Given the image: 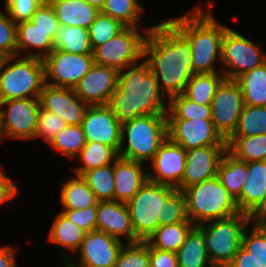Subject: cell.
Masks as SVG:
<instances>
[{
    "mask_svg": "<svg viewBox=\"0 0 266 267\" xmlns=\"http://www.w3.org/2000/svg\"><path fill=\"white\" fill-rule=\"evenodd\" d=\"M60 194L63 209H84L97 206L99 201L80 175L67 180L63 184Z\"/></svg>",
    "mask_w": 266,
    "mask_h": 267,
    "instance_id": "cell-31",
    "label": "cell"
},
{
    "mask_svg": "<svg viewBox=\"0 0 266 267\" xmlns=\"http://www.w3.org/2000/svg\"><path fill=\"white\" fill-rule=\"evenodd\" d=\"M168 139L185 151L209 145H227L212 120L166 119Z\"/></svg>",
    "mask_w": 266,
    "mask_h": 267,
    "instance_id": "cell-15",
    "label": "cell"
},
{
    "mask_svg": "<svg viewBox=\"0 0 266 267\" xmlns=\"http://www.w3.org/2000/svg\"><path fill=\"white\" fill-rule=\"evenodd\" d=\"M119 72L94 64L73 88L78 98L89 105H106L116 90Z\"/></svg>",
    "mask_w": 266,
    "mask_h": 267,
    "instance_id": "cell-19",
    "label": "cell"
},
{
    "mask_svg": "<svg viewBox=\"0 0 266 267\" xmlns=\"http://www.w3.org/2000/svg\"><path fill=\"white\" fill-rule=\"evenodd\" d=\"M57 31H43L39 29L32 21H22L16 24L17 36V56L22 51H29L28 48H37V53H29L25 57H36L43 59L53 49V39Z\"/></svg>",
    "mask_w": 266,
    "mask_h": 267,
    "instance_id": "cell-24",
    "label": "cell"
},
{
    "mask_svg": "<svg viewBox=\"0 0 266 267\" xmlns=\"http://www.w3.org/2000/svg\"><path fill=\"white\" fill-rule=\"evenodd\" d=\"M137 28L125 27L116 36L95 47L92 52L94 64L120 72L142 61L146 34L152 27L144 30L145 36L141 35Z\"/></svg>",
    "mask_w": 266,
    "mask_h": 267,
    "instance_id": "cell-9",
    "label": "cell"
},
{
    "mask_svg": "<svg viewBox=\"0 0 266 267\" xmlns=\"http://www.w3.org/2000/svg\"><path fill=\"white\" fill-rule=\"evenodd\" d=\"M259 49L253 41L228 27L221 42L220 63L226 67L222 72L224 77L236 80L240 75L264 63L266 54Z\"/></svg>",
    "mask_w": 266,
    "mask_h": 267,
    "instance_id": "cell-10",
    "label": "cell"
},
{
    "mask_svg": "<svg viewBox=\"0 0 266 267\" xmlns=\"http://www.w3.org/2000/svg\"><path fill=\"white\" fill-rule=\"evenodd\" d=\"M1 107H7L2 110ZM0 135L9 139H35L39 98H20L0 101Z\"/></svg>",
    "mask_w": 266,
    "mask_h": 267,
    "instance_id": "cell-11",
    "label": "cell"
},
{
    "mask_svg": "<svg viewBox=\"0 0 266 267\" xmlns=\"http://www.w3.org/2000/svg\"><path fill=\"white\" fill-rule=\"evenodd\" d=\"M83 1H85L89 5L96 7L99 11L102 9L105 3V0H83Z\"/></svg>",
    "mask_w": 266,
    "mask_h": 267,
    "instance_id": "cell-54",
    "label": "cell"
},
{
    "mask_svg": "<svg viewBox=\"0 0 266 267\" xmlns=\"http://www.w3.org/2000/svg\"><path fill=\"white\" fill-rule=\"evenodd\" d=\"M167 102L169 108L166 119L212 120L211 106L196 104L183 94L174 96Z\"/></svg>",
    "mask_w": 266,
    "mask_h": 267,
    "instance_id": "cell-37",
    "label": "cell"
},
{
    "mask_svg": "<svg viewBox=\"0 0 266 267\" xmlns=\"http://www.w3.org/2000/svg\"><path fill=\"white\" fill-rule=\"evenodd\" d=\"M248 174L235 199L240 212L249 214L266 193V160L247 162Z\"/></svg>",
    "mask_w": 266,
    "mask_h": 267,
    "instance_id": "cell-23",
    "label": "cell"
},
{
    "mask_svg": "<svg viewBox=\"0 0 266 267\" xmlns=\"http://www.w3.org/2000/svg\"><path fill=\"white\" fill-rule=\"evenodd\" d=\"M224 78L223 73L194 74L183 95L196 104L211 106L216 89Z\"/></svg>",
    "mask_w": 266,
    "mask_h": 267,
    "instance_id": "cell-33",
    "label": "cell"
},
{
    "mask_svg": "<svg viewBox=\"0 0 266 267\" xmlns=\"http://www.w3.org/2000/svg\"><path fill=\"white\" fill-rule=\"evenodd\" d=\"M169 21L187 38L192 52L194 74L218 73L214 67L221 60V42L228 28L220 24L210 10L204 13L197 6L183 16Z\"/></svg>",
    "mask_w": 266,
    "mask_h": 267,
    "instance_id": "cell-4",
    "label": "cell"
},
{
    "mask_svg": "<svg viewBox=\"0 0 266 267\" xmlns=\"http://www.w3.org/2000/svg\"><path fill=\"white\" fill-rule=\"evenodd\" d=\"M179 267H214L210 261L203 232L194 226L176 252Z\"/></svg>",
    "mask_w": 266,
    "mask_h": 267,
    "instance_id": "cell-26",
    "label": "cell"
},
{
    "mask_svg": "<svg viewBox=\"0 0 266 267\" xmlns=\"http://www.w3.org/2000/svg\"><path fill=\"white\" fill-rule=\"evenodd\" d=\"M42 60L45 84L53 87L74 88L94 65L93 54H72L57 49Z\"/></svg>",
    "mask_w": 266,
    "mask_h": 267,
    "instance_id": "cell-12",
    "label": "cell"
},
{
    "mask_svg": "<svg viewBox=\"0 0 266 267\" xmlns=\"http://www.w3.org/2000/svg\"><path fill=\"white\" fill-rule=\"evenodd\" d=\"M121 136L120 157L140 163L151 162L168 138L166 114L147 115L128 121L122 124ZM125 141L127 146L123 149Z\"/></svg>",
    "mask_w": 266,
    "mask_h": 267,
    "instance_id": "cell-6",
    "label": "cell"
},
{
    "mask_svg": "<svg viewBox=\"0 0 266 267\" xmlns=\"http://www.w3.org/2000/svg\"><path fill=\"white\" fill-rule=\"evenodd\" d=\"M244 100L236 80L224 78L212 99V122L216 131L227 141L235 132Z\"/></svg>",
    "mask_w": 266,
    "mask_h": 267,
    "instance_id": "cell-13",
    "label": "cell"
},
{
    "mask_svg": "<svg viewBox=\"0 0 266 267\" xmlns=\"http://www.w3.org/2000/svg\"><path fill=\"white\" fill-rule=\"evenodd\" d=\"M153 172H148V180L157 184L172 186L181 190L186 165V151L168 138L159 147L151 161Z\"/></svg>",
    "mask_w": 266,
    "mask_h": 267,
    "instance_id": "cell-17",
    "label": "cell"
},
{
    "mask_svg": "<svg viewBox=\"0 0 266 267\" xmlns=\"http://www.w3.org/2000/svg\"><path fill=\"white\" fill-rule=\"evenodd\" d=\"M249 224L266 228V193L256 207L248 214ZM255 220V221H254Z\"/></svg>",
    "mask_w": 266,
    "mask_h": 267,
    "instance_id": "cell-51",
    "label": "cell"
},
{
    "mask_svg": "<svg viewBox=\"0 0 266 267\" xmlns=\"http://www.w3.org/2000/svg\"><path fill=\"white\" fill-rule=\"evenodd\" d=\"M186 217L195 225L240 213L235 198L217 176L183 190Z\"/></svg>",
    "mask_w": 266,
    "mask_h": 267,
    "instance_id": "cell-5",
    "label": "cell"
},
{
    "mask_svg": "<svg viewBox=\"0 0 266 267\" xmlns=\"http://www.w3.org/2000/svg\"><path fill=\"white\" fill-rule=\"evenodd\" d=\"M81 177L99 201L114 200V163L85 171Z\"/></svg>",
    "mask_w": 266,
    "mask_h": 267,
    "instance_id": "cell-36",
    "label": "cell"
},
{
    "mask_svg": "<svg viewBox=\"0 0 266 267\" xmlns=\"http://www.w3.org/2000/svg\"><path fill=\"white\" fill-rule=\"evenodd\" d=\"M227 145H209L186 151V165L181 191L217 176V169Z\"/></svg>",
    "mask_w": 266,
    "mask_h": 267,
    "instance_id": "cell-20",
    "label": "cell"
},
{
    "mask_svg": "<svg viewBox=\"0 0 266 267\" xmlns=\"http://www.w3.org/2000/svg\"><path fill=\"white\" fill-rule=\"evenodd\" d=\"M227 267H261L258 262L251 256V253L247 252L242 246H240L237 254Z\"/></svg>",
    "mask_w": 266,
    "mask_h": 267,
    "instance_id": "cell-52",
    "label": "cell"
},
{
    "mask_svg": "<svg viewBox=\"0 0 266 267\" xmlns=\"http://www.w3.org/2000/svg\"><path fill=\"white\" fill-rule=\"evenodd\" d=\"M30 21L43 31H57L60 26L54 9L48 0L37 7Z\"/></svg>",
    "mask_w": 266,
    "mask_h": 267,
    "instance_id": "cell-48",
    "label": "cell"
},
{
    "mask_svg": "<svg viewBox=\"0 0 266 267\" xmlns=\"http://www.w3.org/2000/svg\"><path fill=\"white\" fill-rule=\"evenodd\" d=\"M248 227L243 232L241 246L261 267H266V228L253 225L249 230Z\"/></svg>",
    "mask_w": 266,
    "mask_h": 267,
    "instance_id": "cell-43",
    "label": "cell"
},
{
    "mask_svg": "<svg viewBox=\"0 0 266 267\" xmlns=\"http://www.w3.org/2000/svg\"><path fill=\"white\" fill-rule=\"evenodd\" d=\"M194 226L189 219L180 223L159 226L145 241L152 248L176 253Z\"/></svg>",
    "mask_w": 266,
    "mask_h": 267,
    "instance_id": "cell-27",
    "label": "cell"
},
{
    "mask_svg": "<svg viewBox=\"0 0 266 267\" xmlns=\"http://www.w3.org/2000/svg\"><path fill=\"white\" fill-rule=\"evenodd\" d=\"M143 11L138 0H105L100 10L101 13L120 21L126 27H137L139 16Z\"/></svg>",
    "mask_w": 266,
    "mask_h": 267,
    "instance_id": "cell-40",
    "label": "cell"
},
{
    "mask_svg": "<svg viewBox=\"0 0 266 267\" xmlns=\"http://www.w3.org/2000/svg\"><path fill=\"white\" fill-rule=\"evenodd\" d=\"M15 250L8 245L0 247V267H17Z\"/></svg>",
    "mask_w": 266,
    "mask_h": 267,
    "instance_id": "cell-53",
    "label": "cell"
},
{
    "mask_svg": "<svg viewBox=\"0 0 266 267\" xmlns=\"http://www.w3.org/2000/svg\"><path fill=\"white\" fill-rule=\"evenodd\" d=\"M60 25L89 28L100 12L83 0H48Z\"/></svg>",
    "mask_w": 266,
    "mask_h": 267,
    "instance_id": "cell-25",
    "label": "cell"
},
{
    "mask_svg": "<svg viewBox=\"0 0 266 267\" xmlns=\"http://www.w3.org/2000/svg\"><path fill=\"white\" fill-rule=\"evenodd\" d=\"M5 58H6V56L0 52V70H1V67H2V64L5 60Z\"/></svg>",
    "mask_w": 266,
    "mask_h": 267,
    "instance_id": "cell-55",
    "label": "cell"
},
{
    "mask_svg": "<svg viewBox=\"0 0 266 267\" xmlns=\"http://www.w3.org/2000/svg\"><path fill=\"white\" fill-rule=\"evenodd\" d=\"M165 98L143 60L119 72L116 90L110 95L106 106L124 124L137 117L166 114L169 106L165 105Z\"/></svg>",
    "mask_w": 266,
    "mask_h": 267,
    "instance_id": "cell-2",
    "label": "cell"
},
{
    "mask_svg": "<svg viewBox=\"0 0 266 267\" xmlns=\"http://www.w3.org/2000/svg\"><path fill=\"white\" fill-rule=\"evenodd\" d=\"M247 225L248 214L242 212L197 225L203 232L207 252L214 267H227L231 263L241 246Z\"/></svg>",
    "mask_w": 266,
    "mask_h": 267,
    "instance_id": "cell-8",
    "label": "cell"
},
{
    "mask_svg": "<svg viewBox=\"0 0 266 267\" xmlns=\"http://www.w3.org/2000/svg\"><path fill=\"white\" fill-rule=\"evenodd\" d=\"M85 233L83 229L60 212L52 223L48 240L74 252L79 249Z\"/></svg>",
    "mask_w": 266,
    "mask_h": 267,
    "instance_id": "cell-35",
    "label": "cell"
},
{
    "mask_svg": "<svg viewBox=\"0 0 266 267\" xmlns=\"http://www.w3.org/2000/svg\"><path fill=\"white\" fill-rule=\"evenodd\" d=\"M125 27L120 21L99 12L88 28L92 49L110 40Z\"/></svg>",
    "mask_w": 266,
    "mask_h": 267,
    "instance_id": "cell-41",
    "label": "cell"
},
{
    "mask_svg": "<svg viewBox=\"0 0 266 267\" xmlns=\"http://www.w3.org/2000/svg\"><path fill=\"white\" fill-rule=\"evenodd\" d=\"M40 108L59 116L67 125H80L89 104L80 100L73 88L45 84L39 95Z\"/></svg>",
    "mask_w": 266,
    "mask_h": 267,
    "instance_id": "cell-18",
    "label": "cell"
},
{
    "mask_svg": "<svg viewBox=\"0 0 266 267\" xmlns=\"http://www.w3.org/2000/svg\"><path fill=\"white\" fill-rule=\"evenodd\" d=\"M143 163L118 157L114 162V200L127 203L148 180Z\"/></svg>",
    "mask_w": 266,
    "mask_h": 267,
    "instance_id": "cell-22",
    "label": "cell"
},
{
    "mask_svg": "<svg viewBox=\"0 0 266 267\" xmlns=\"http://www.w3.org/2000/svg\"><path fill=\"white\" fill-rule=\"evenodd\" d=\"M66 126L67 124L59 116L40 108L37 118L35 139L38 137L43 138L47 143H50Z\"/></svg>",
    "mask_w": 266,
    "mask_h": 267,
    "instance_id": "cell-44",
    "label": "cell"
},
{
    "mask_svg": "<svg viewBox=\"0 0 266 267\" xmlns=\"http://www.w3.org/2000/svg\"><path fill=\"white\" fill-rule=\"evenodd\" d=\"M54 49L72 54H92L89 32L80 26L60 25L53 39Z\"/></svg>",
    "mask_w": 266,
    "mask_h": 267,
    "instance_id": "cell-29",
    "label": "cell"
},
{
    "mask_svg": "<svg viewBox=\"0 0 266 267\" xmlns=\"http://www.w3.org/2000/svg\"><path fill=\"white\" fill-rule=\"evenodd\" d=\"M150 267H179L175 252L163 251L149 245Z\"/></svg>",
    "mask_w": 266,
    "mask_h": 267,
    "instance_id": "cell-49",
    "label": "cell"
},
{
    "mask_svg": "<svg viewBox=\"0 0 266 267\" xmlns=\"http://www.w3.org/2000/svg\"><path fill=\"white\" fill-rule=\"evenodd\" d=\"M12 60L15 62L11 64ZM44 85V64L41 58H5L0 70V101L39 98Z\"/></svg>",
    "mask_w": 266,
    "mask_h": 267,
    "instance_id": "cell-7",
    "label": "cell"
},
{
    "mask_svg": "<svg viewBox=\"0 0 266 267\" xmlns=\"http://www.w3.org/2000/svg\"><path fill=\"white\" fill-rule=\"evenodd\" d=\"M115 267H150L149 244L146 241L125 243L120 249Z\"/></svg>",
    "mask_w": 266,
    "mask_h": 267,
    "instance_id": "cell-42",
    "label": "cell"
},
{
    "mask_svg": "<svg viewBox=\"0 0 266 267\" xmlns=\"http://www.w3.org/2000/svg\"><path fill=\"white\" fill-rule=\"evenodd\" d=\"M143 59L169 100L183 94L194 75L189 41L168 19L147 32Z\"/></svg>",
    "mask_w": 266,
    "mask_h": 267,
    "instance_id": "cell-1",
    "label": "cell"
},
{
    "mask_svg": "<svg viewBox=\"0 0 266 267\" xmlns=\"http://www.w3.org/2000/svg\"><path fill=\"white\" fill-rule=\"evenodd\" d=\"M226 142L227 151L240 161L253 162L266 160V134L230 137Z\"/></svg>",
    "mask_w": 266,
    "mask_h": 267,
    "instance_id": "cell-32",
    "label": "cell"
},
{
    "mask_svg": "<svg viewBox=\"0 0 266 267\" xmlns=\"http://www.w3.org/2000/svg\"><path fill=\"white\" fill-rule=\"evenodd\" d=\"M248 174L247 162L240 161L226 151L218 165L217 177L229 193L236 199Z\"/></svg>",
    "mask_w": 266,
    "mask_h": 267,
    "instance_id": "cell-30",
    "label": "cell"
},
{
    "mask_svg": "<svg viewBox=\"0 0 266 267\" xmlns=\"http://www.w3.org/2000/svg\"><path fill=\"white\" fill-rule=\"evenodd\" d=\"M2 167V165H0ZM17 185H15L11 178L3 173L0 169V206L4 202L16 197L18 192Z\"/></svg>",
    "mask_w": 266,
    "mask_h": 267,
    "instance_id": "cell-50",
    "label": "cell"
},
{
    "mask_svg": "<svg viewBox=\"0 0 266 267\" xmlns=\"http://www.w3.org/2000/svg\"><path fill=\"white\" fill-rule=\"evenodd\" d=\"M266 134V106L244 105L238 126L231 137H245Z\"/></svg>",
    "mask_w": 266,
    "mask_h": 267,
    "instance_id": "cell-38",
    "label": "cell"
},
{
    "mask_svg": "<svg viewBox=\"0 0 266 267\" xmlns=\"http://www.w3.org/2000/svg\"><path fill=\"white\" fill-rule=\"evenodd\" d=\"M96 230L119 240L124 235L127 243H134V230L127 204L115 200L98 201Z\"/></svg>",
    "mask_w": 266,
    "mask_h": 267,
    "instance_id": "cell-21",
    "label": "cell"
},
{
    "mask_svg": "<svg viewBox=\"0 0 266 267\" xmlns=\"http://www.w3.org/2000/svg\"><path fill=\"white\" fill-rule=\"evenodd\" d=\"M45 0H5V9L10 18L17 24L28 21L37 7Z\"/></svg>",
    "mask_w": 266,
    "mask_h": 267,
    "instance_id": "cell-46",
    "label": "cell"
},
{
    "mask_svg": "<svg viewBox=\"0 0 266 267\" xmlns=\"http://www.w3.org/2000/svg\"><path fill=\"white\" fill-rule=\"evenodd\" d=\"M118 157V152L107 144L86 142L78 155L83 165L74 168L75 175L81 176L85 171L114 163Z\"/></svg>",
    "mask_w": 266,
    "mask_h": 267,
    "instance_id": "cell-34",
    "label": "cell"
},
{
    "mask_svg": "<svg viewBox=\"0 0 266 267\" xmlns=\"http://www.w3.org/2000/svg\"><path fill=\"white\" fill-rule=\"evenodd\" d=\"M81 125H67L49 143L69 158H76L86 143Z\"/></svg>",
    "mask_w": 266,
    "mask_h": 267,
    "instance_id": "cell-39",
    "label": "cell"
},
{
    "mask_svg": "<svg viewBox=\"0 0 266 267\" xmlns=\"http://www.w3.org/2000/svg\"><path fill=\"white\" fill-rule=\"evenodd\" d=\"M134 243L145 241L159 226L186 221L184 193L149 180L127 203Z\"/></svg>",
    "mask_w": 266,
    "mask_h": 267,
    "instance_id": "cell-3",
    "label": "cell"
},
{
    "mask_svg": "<svg viewBox=\"0 0 266 267\" xmlns=\"http://www.w3.org/2000/svg\"><path fill=\"white\" fill-rule=\"evenodd\" d=\"M123 241L99 230L85 233L77 251L80 254L79 264L69 261L67 254L61 252L62 258L70 267H115Z\"/></svg>",
    "mask_w": 266,
    "mask_h": 267,
    "instance_id": "cell-14",
    "label": "cell"
},
{
    "mask_svg": "<svg viewBox=\"0 0 266 267\" xmlns=\"http://www.w3.org/2000/svg\"><path fill=\"white\" fill-rule=\"evenodd\" d=\"M80 125L87 142L107 144L119 153L122 124L106 105H89Z\"/></svg>",
    "mask_w": 266,
    "mask_h": 267,
    "instance_id": "cell-16",
    "label": "cell"
},
{
    "mask_svg": "<svg viewBox=\"0 0 266 267\" xmlns=\"http://www.w3.org/2000/svg\"><path fill=\"white\" fill-rule=\"evenodd\" d=\"M0 11V52L6 57L17 56L16 23Z\"/></svg>",
    "mask_w": 266,
    "mask_h": 267,
    "instance_id": "cell-45",
    "label": "cell"
},
{
    "mask_svg": "<svg viewBox=\"0 0 266 267\" xmlns=\"http://www.w3.org/2000/svg\"><path fill=\"white\" fill-rule=\"evenodd\" d=\"M61 213L86 233L96 230L97 206L79 210L63 209Z\"/></svg>",
    "mask_w": 266,
    "mask_h": 267,
    "instance_id": "cell-47",
    "label": "cell"
},
{
    "mask_svg": "<svg viewBox=\"0 0 266 267\" xmlns=\"http://www.w3.org/2000/svg\"><path fill=\"white\" fill-rule=\"evenodd\" d=\"M236 81L241 88L244 105L266 106V61L240 75Z\"/></svg>",
    "mask_w": 266,
    "mask_h": 267,
    "instance_id": "cell-28",
    "label": "cell"
}]
</instances>
